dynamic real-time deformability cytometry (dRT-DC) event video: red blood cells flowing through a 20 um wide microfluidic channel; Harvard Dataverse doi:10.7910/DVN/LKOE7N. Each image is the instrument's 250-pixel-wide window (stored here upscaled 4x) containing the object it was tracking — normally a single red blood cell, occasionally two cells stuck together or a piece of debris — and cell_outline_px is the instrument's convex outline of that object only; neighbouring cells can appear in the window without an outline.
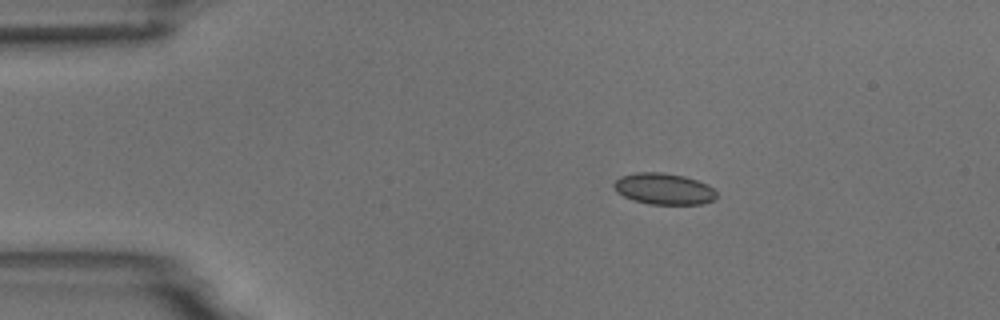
{"species": "common noctule bat (a hibernating species)", "species_latin": "Nyctalus noctula", "temperature_condition": "room temperature", "stored_images_in_passage": 3, "camera_frame_rate_fps": 3000, "um_per_image_px": 0.085, "animal": {"sex": "male", "body_mass_g": 18.8}, "frame": {"image": 1, "passage_image": 2, "time_ms": 1.0, "image_size_px": [1000, 320], "cell_outline_px": [[716, 200], [700, 204], [648, 204], [632, 200], [616, 192], [612, 184], [620, 176], [636, 172], [664, 172], [684, 176], [708, 184], [716, 192]], "centroid_in_image_um": [56.41, 16.05], "position_along_channel_um": 28.6, "area_um2": 18.9}}